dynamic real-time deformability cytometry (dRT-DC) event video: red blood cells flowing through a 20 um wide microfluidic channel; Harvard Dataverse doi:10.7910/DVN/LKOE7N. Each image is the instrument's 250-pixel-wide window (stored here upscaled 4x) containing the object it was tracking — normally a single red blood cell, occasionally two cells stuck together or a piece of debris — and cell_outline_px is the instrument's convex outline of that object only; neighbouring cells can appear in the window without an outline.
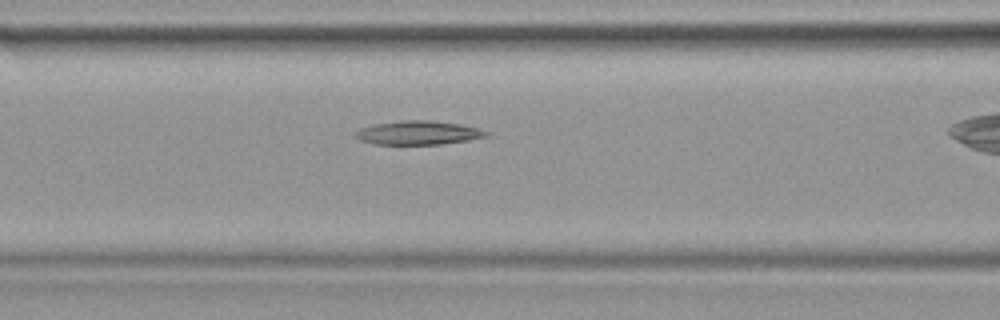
{"species": "common noctule bat (a hibernating species)", "species_latin": "Nyctalus noctula", "temperature_condition": "warm", "stored_images_in_passage": 23, "camera_frame_rate_fps": 3000, "um_per_image_px": 0.085, "animal": {"sex": "female", "body_mass_g": 19.9}, "frame": {"image": 1, "passage_image": 7, "time_ms": 2.0, "image_size_px": [1000, 320], "cell_outline_px": [[488, 136], [468, 140], [440, 144], [372, 144], [360, 140], [356, 136], [356, 132], [360, 128], [372, 124], [400, 120], [428, 120], [460, 124], [480, 128], [488, 132]], "centroid_in_image_um": [35.54, 11.28], "position_along_channel_um": 131.1, "area_um2": 18.15}}